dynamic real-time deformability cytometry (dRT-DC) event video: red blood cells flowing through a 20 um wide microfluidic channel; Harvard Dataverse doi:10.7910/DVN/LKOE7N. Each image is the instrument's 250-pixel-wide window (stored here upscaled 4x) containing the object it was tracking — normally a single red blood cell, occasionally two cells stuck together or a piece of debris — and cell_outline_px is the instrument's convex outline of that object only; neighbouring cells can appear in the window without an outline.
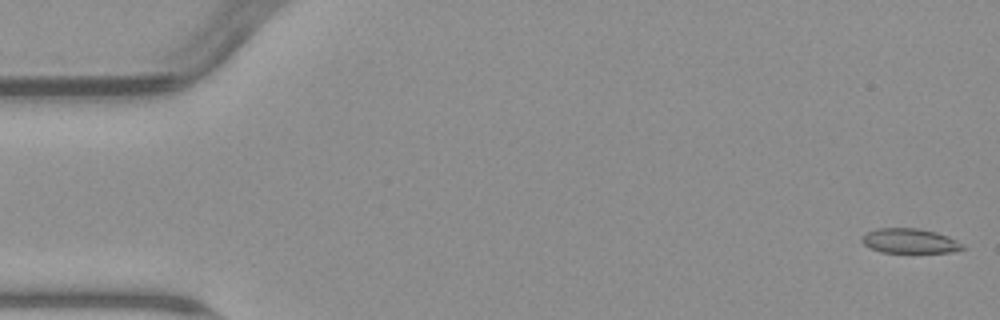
{"species": "common noctule bat (a hibernating species)", "species_latin": "Nyctalus noctula", "temperature_condition": "warm", "stored_images_in_passage": 4, "camera_frame_rate_fps": 3000, "um_per_image_px": 0.085, "animal": {"sex": "male", "body_mass_g": 23.1, "forearm_length_mm": 52.7}, "frame": {"image": 1, "passage_image": 1, "time_ms": 0.0, "image_size_px": [1000, 320], "cell_outline_px": [[968, 248], [952, 252], [880, 252], [864, 244], [860, 240], [868, 232], [876, 228], [920, 228], [936, 232], [948, 236], [964, 244]], "centroid_in_image_um": [77.38, 20.47], "position_along_channel_um": 7.6, "area_um2": 14.51}}